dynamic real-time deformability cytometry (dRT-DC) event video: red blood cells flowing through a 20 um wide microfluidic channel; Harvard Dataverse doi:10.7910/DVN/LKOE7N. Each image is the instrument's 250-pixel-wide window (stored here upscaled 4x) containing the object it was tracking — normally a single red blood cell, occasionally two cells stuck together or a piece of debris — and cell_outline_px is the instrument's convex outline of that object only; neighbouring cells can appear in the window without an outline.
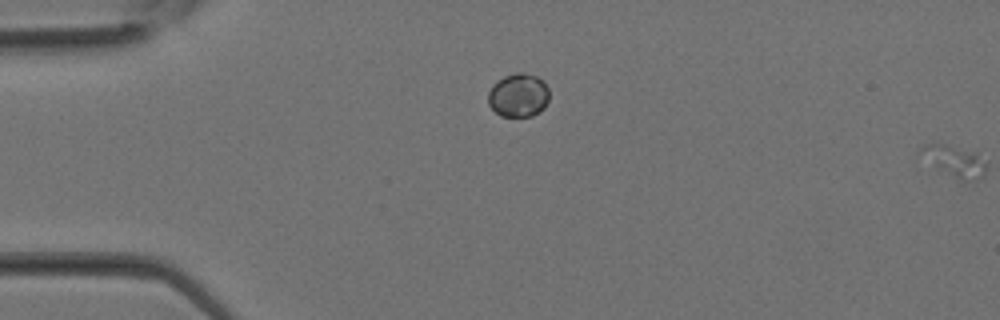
{"species": "Egyptian fruit bat (a non-hibernating species)", "species_latin": "Rousettus aegyptiacus", "temperature_condition": "room temperature", "stored_images_in_passage": 2, "segment_of_instrument_passage": [1, 2], "camera_frame_rate_fps": 3000, "um_per_image_px": 0.085, "animal": {"sex": "female"}, "frame": {"image": 1, "passage_image": 1, "time_ms": 0.0, "image_size_px": [1000, 320], "cell_outline_px": [[548, 100], [544, 108], [540, 112], [532, 116], [500, 116], [488, 104], [488, 92], [492, 84], [496, 80], [504, 76], [516, 72], [524, 72], [536, 76], [548, 88]], "centroid_in_image_um": [44.04, 8.09], "position_along_channel_um": 41.0, "area_um2": 15.61}}